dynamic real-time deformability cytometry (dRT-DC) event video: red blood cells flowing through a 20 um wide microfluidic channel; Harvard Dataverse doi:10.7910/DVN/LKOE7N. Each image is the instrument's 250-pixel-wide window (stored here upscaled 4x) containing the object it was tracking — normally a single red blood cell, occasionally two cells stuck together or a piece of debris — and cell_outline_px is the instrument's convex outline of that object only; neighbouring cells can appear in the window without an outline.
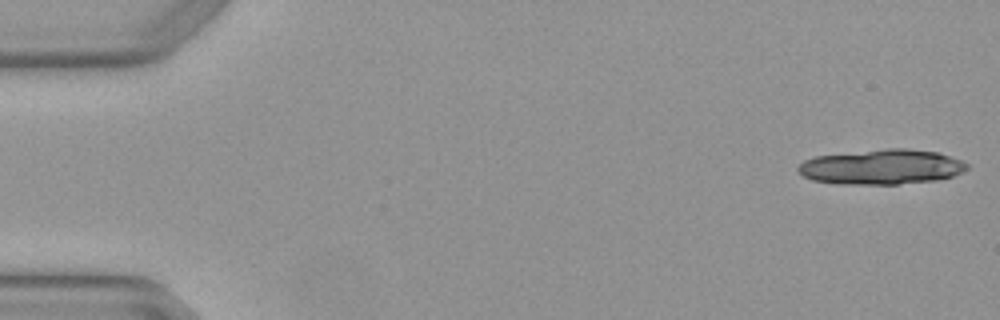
{"species": "Egyptian fruit bat (a non-hibernating species)", "species_latin": "Rousettus aegyptiacus", "temperature_condition": "warm", "stored_images_in_passage": 5, "camera_frame_rate_fps": 3000, "um_per_image_px": 0.085, "animal": {"sex": "female"}, "frame": {"image": 1, "passage_image": 1, "time_ms": 0.0, "image_size_px": [1000, 320], "cell_outline_px": [[968, 168], [964, 172], [952, 176], [936, 180], [896, 184], [836, 184], [812, 180], [804, 176], [796, 168], [804, 160], [816, 156], [888, 148], [908, 148], [936, 152], [960, 160], [968, 164]], "centroid_in_image_um": [74.93, 14.19], "position_along_channel_um": 10.1, "area_um2": 34.33}}